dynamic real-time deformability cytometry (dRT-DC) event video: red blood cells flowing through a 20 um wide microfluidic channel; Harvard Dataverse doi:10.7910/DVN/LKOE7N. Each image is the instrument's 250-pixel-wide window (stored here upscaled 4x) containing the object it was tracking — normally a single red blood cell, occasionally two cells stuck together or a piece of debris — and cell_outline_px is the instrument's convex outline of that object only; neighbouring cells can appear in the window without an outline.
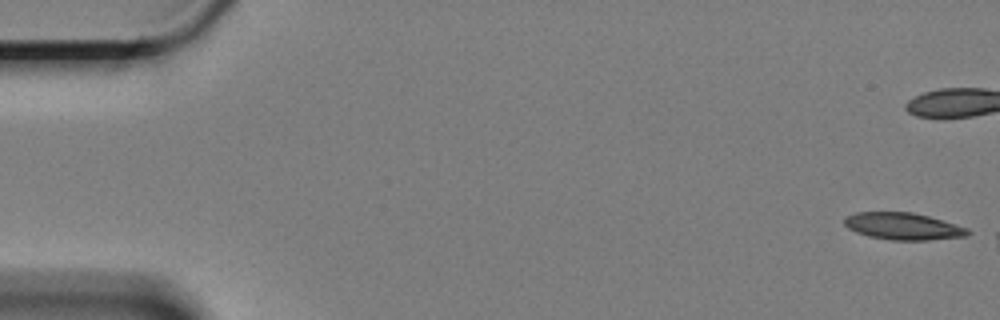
{"species": "Egyptian fruit bat (a non-hibernating species)", "species_latin": "Rousettus aegyptiacus", "temperature_condition": "cold", "stored_images_in_passage": 18, "camera_frame_rate_fps": 3000, "um_per_image_px": 0.085, "animal": {"sex": "female"}, "frame": {"image": 1, "passage_image": 1, "time_ms": 0.0, "image_size_px": [1000, 320], "cell_outline_px": [[972, 232], [964, 236], [928, 240], [892, 240], [868, 236], [856, 232], [848, 228], [844, 224], [844, 216], [856, 212], [912, 212], [928, 216], [968, 228]], "centroid_in_image_um": [76.73, 19.23], "position_along_channel_um": 8.3, "area_um2": 19.36}}